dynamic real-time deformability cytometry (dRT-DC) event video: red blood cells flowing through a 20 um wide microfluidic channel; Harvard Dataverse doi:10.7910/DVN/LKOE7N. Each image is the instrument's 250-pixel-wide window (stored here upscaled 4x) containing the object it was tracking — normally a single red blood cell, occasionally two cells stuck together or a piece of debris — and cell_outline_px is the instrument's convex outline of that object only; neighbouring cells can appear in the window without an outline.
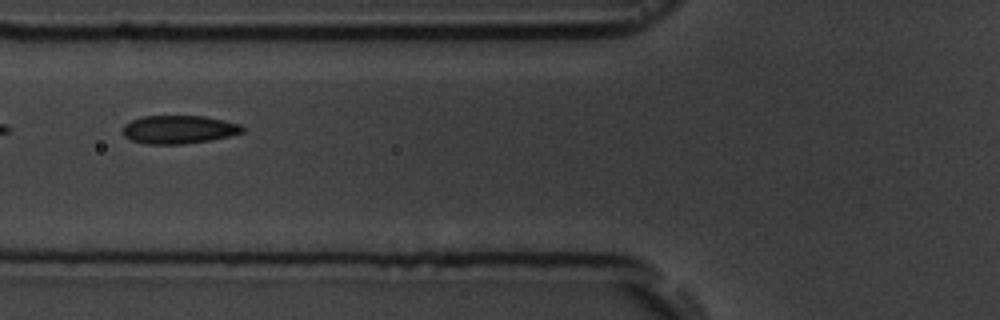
{"species": "common noctule bat (a hibernating species)", "species_latin": "Nyctalus noctula", "temperature_condition": "room temperature", "stored_images_in_passage": 2, "camera_frame_rate_fps": 3000, "um_per_image_px": 0.085, "animal": {"sex": "male", "body_mass_g": 19.5, "forearm_length_mm": 54.6}, "frame": {"image": 1, "passage_image": 2, "time_ms": 1.667, "image_size_px": [1000, 320], "cell_outline_px": [[244, 132], [228, 136], [208, 140], [184, 144], [148, 144], [132, 140], [124, 136], [124, 124], [140, 116], [204, 116], [224, 120], [240, 124], [244, 128]], "centroid_in_image_um": [15.2, 11.0], "position_along_channel_um": 110.6, "area_um2": 19.59}}